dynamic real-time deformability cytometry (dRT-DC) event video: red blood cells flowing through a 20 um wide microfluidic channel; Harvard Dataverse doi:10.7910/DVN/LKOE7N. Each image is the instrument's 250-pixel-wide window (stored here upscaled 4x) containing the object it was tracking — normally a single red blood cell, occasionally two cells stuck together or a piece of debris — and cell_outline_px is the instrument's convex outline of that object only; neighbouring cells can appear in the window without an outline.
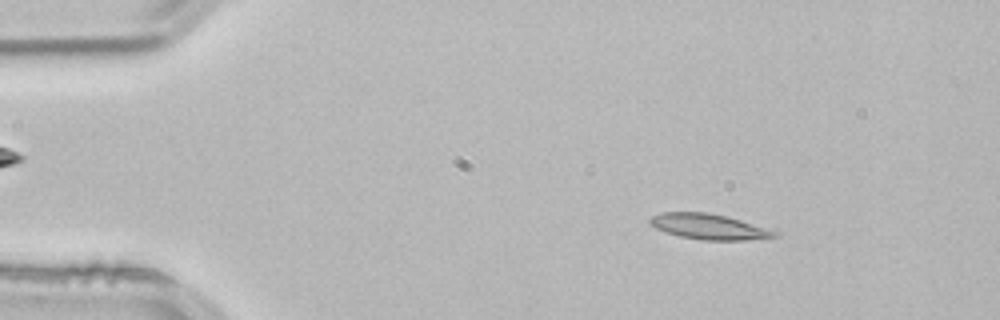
{"species": "common noctule bat (a hibernating species)", "species_latin": "Nyctalus noctula", "temperature_condition": "room temperature", "stored_images_in_passage": 51, "camera_frame_rate_fps": 3000, "um_per_image_px": 0.085, "animal": {"sex": "male", "body_mass_g": 21.5, "forearm_length_mm": 52.0}, "frame": {"image": 1, "passage_image": 6, "time_ms": 1.667, "image_size_px": [1000, 320], "cell_outline_px": [[780, 236], [744, 240], [704, 240], [680, 236], [664, 232], [656, 228], [648, 220], [652, 216], [660, 212], [708, 212], [728, 216], [780, 232]], "centroid_in_image_um": [60.27, 19.26], "position_along_channel_um": 24.7, "area_um2": 18.55}}
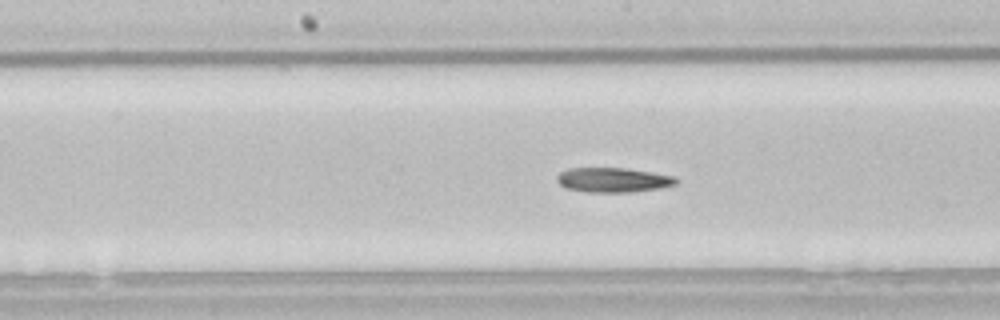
{"frame": {"image": 2, "passage_image": 25, "time_ms": 8.0, "image_size_px": [1000, 320], "cell_outline_px": [[680, 180], [676, 184], [660, 188], [628, 192], [588, 192], [564, 188], [556, 180], [556, 176], [560, 172], [568, 168], [628, 168], [676, 176]], "centroid_in_image_um": [52.12, 15.29], "position_along_channel_um": 196.1, "area_um2": 17.28}}
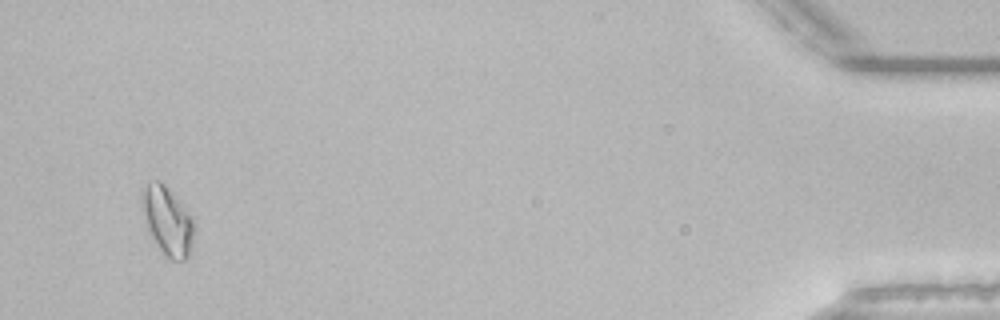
{"frame": {"image": 3, "passage_image": 49, "time_ms": 16.0, "image_size_px": [1000, 320], "cell_outline_px": [[196, 228], [192, 248], [188, 256], [184, 260], [168, 260], [164, 256], [152, 236], [148, 228], [140, 208], [140, 200], [144, 188], [148, 184], [156, 180], [160, 180], [168, 188], [192, 216], [196, 224]], "centroid_in_image_um": [14.26, 18.8], "position_along_channel_um": 420.9, "area_um2": 21.04}, "authors_computed_cell_mechanics": {"area_um2": 17.5712, "velocity_mm_per_s": 3.8216, "shape_relaxation_time_tau1_ms": 4.0533, "shape_relaxation_time_tau2_ms": null, "deformation_change_tau1": 0.1429, "deformation_change_tau2": null}}